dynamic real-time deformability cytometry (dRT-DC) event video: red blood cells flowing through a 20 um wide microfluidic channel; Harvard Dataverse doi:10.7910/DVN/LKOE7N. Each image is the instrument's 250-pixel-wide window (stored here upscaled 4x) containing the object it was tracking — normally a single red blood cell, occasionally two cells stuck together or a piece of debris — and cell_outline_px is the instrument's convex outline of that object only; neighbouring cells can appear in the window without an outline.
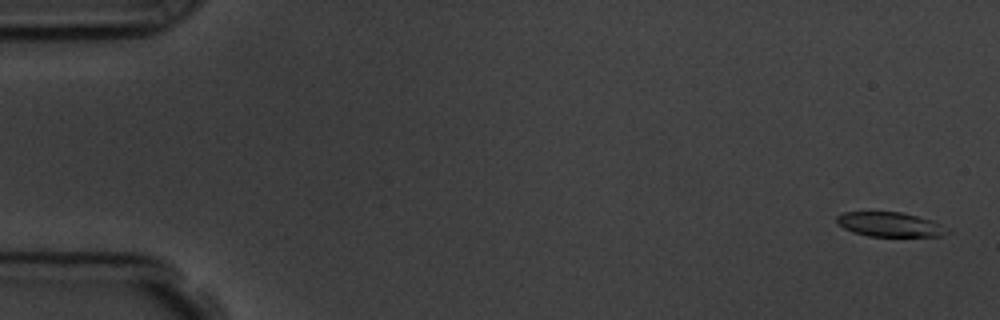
{"species": "common noctule bat (a hibernating species)", "species_latin": "Nyctalus noctula", "temperature_condition": "room temperature", "stored_images_in_passage": 17, "camera_frame_rate_fps": 3000, "um_per_image_px": 0.085, "animal": {"sex": "male", "body_mass_g": 19.5, "forearm_length_mm": 54.6}, "frame": {"image": 1, "passage_image": 2, "time_ms": 0.333, "image_size_px": [1000, 320], "cell_outline_px": [[952, 232], [944, 236], [868, 236], [852, 232], [836, 224], [836, 216], [844, 212], [900, 212], [932, 220]], "centroid_in_image_um": [75.62, 19.08], "position_along_channel_um": 9.4, "area_um2": 15.78}}
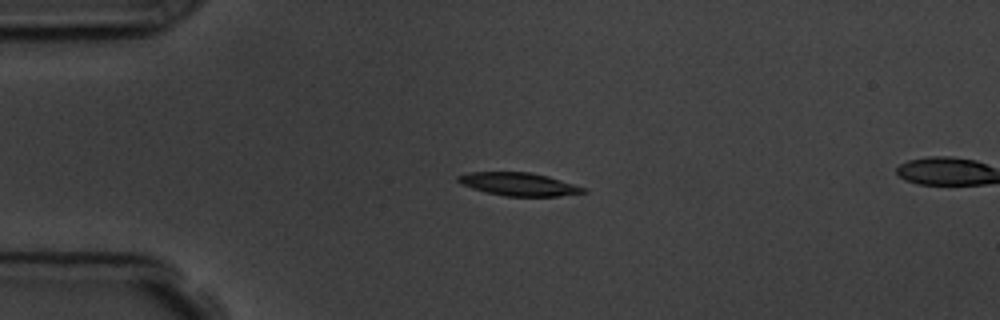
{"frame": {"image": 2, "passage_image": 14, "time_ms": 4.333, "image_size_px": [1000, 320], "cell_outline_px": [[588, 192], [560, 196], [504, 196], [484, 192], [460, 184], [456, 180], [456, 176], [468, 172], [528, 172], [548, 176], [588, 188]], "centroid_in_image_um": [44.1, 15.66], "position_along_channel_um": 40.9, "area_um2": 17.05}}